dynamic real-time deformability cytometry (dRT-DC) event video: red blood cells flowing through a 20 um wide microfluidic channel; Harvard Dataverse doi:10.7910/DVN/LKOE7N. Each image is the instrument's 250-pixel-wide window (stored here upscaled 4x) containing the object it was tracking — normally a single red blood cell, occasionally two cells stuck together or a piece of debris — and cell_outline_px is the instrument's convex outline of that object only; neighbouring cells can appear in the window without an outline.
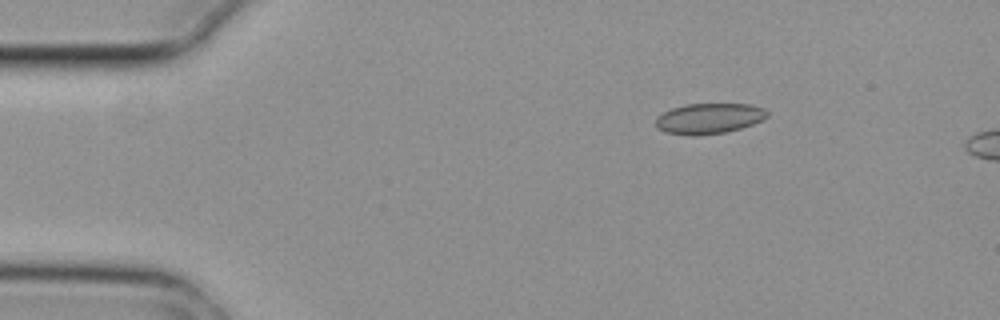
{"species": "common noctule bat (a hibernating species)", "species_latin": "Nyctalus noctula", "temperature_condition": "cold", "stored_images_in_passage": 3, "camera_frame_rate_fps": 3000, "um_per_image_px": 0.085, "animal": {"sex": "female", "body_mass_g": 29.2, "forearm_length_mm": 56.3}, "frame": {"image": 1, "passage_image": 1, "time_ms": 0.0, "image_size_px": [1000, 320], "cell_outline_px": [[768, 116], [752, 124], [740, 128], [724, 132], [692, 136], [664, 132], [656, 128], [656, 116], [672, 108], [684, 104], [748, 104], [764, 108], [768, 112]], "centroid_in_image_um": [60.22, 10.07], "position_along_channel_um": 24.8, "area_um2": 19.77}}